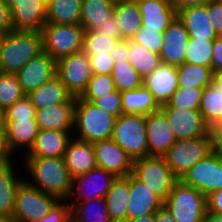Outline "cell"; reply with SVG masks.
<instances>
[{
  "instance_id": "13",
  "label": "cell",
  "mask_w": 222,
  "mask_h": 222,
  "mask_svg": "<svg viewBox=\"0 0 222 222\" xmlns=\"http://www.w3.org/2000/svg\"><path fill=\"white\" fill-rule=\"evenodd\" d=\"M16 75L22 91L28 95L57 75V60L43 51L24 64Z\"/></svg>"
},
{
  "instance_id": "37",
  "label": "cell",
  "mask_w": 222,
  "mask_h": 222,
  "mask_svg": "<svg viewBox=\"0 0 222 222\" xmlns=\"http://www.w3.org/2000/svg\"><path fill=\"white\" fill-rule=\"evenodd\" d=\"M177 75L178 87H206L213 77L210 67L186 62L177 66Z\"/></svg>"
},
{
  "instance_id": "58",
  "label": "cell",
  "mask_w": 222,
  "mask_h": 222,
  "mask_svg": "<svg viewBox=\"0 0 222 222\" xmlns=\"http://www.w3.org/2000/svg\"><path fill=\"white\" fill-rule=\"evenodd\" d=\"M155 222H177L163 206L155 213Z\"/></svg>"
},
{
  "instance_id": "5",
  "label": "cell",
  "mask_w": 222,
  "mask_h": 222,
  "mask_svg": "<svg viewBox=\"0 0 222 222\" xmlns=\"http://www.w3.org/2000/svg\"><path fill=\"white\" fill-rule=\"evenodd\" d=\"M212 152L213 138L210 131L198 138L177 140L163 157L175 176L181 180L190 168Z\"/></svg>"
},
{
  "instance_id": "26",
  "label": "cell",
  "mask_w": 222,
  "mask_h": 222,
  "mask_svg": "<svg viewBox=\"0 0 222 222\" xmlns=\"http://www.w3.org/2000/svg\"><path fill=\"white\" fill-rule=\"evenodd\" d=\"M177 16L190 37L207 40H215L218 37L208 16L207 4L181 9L177 11Z\"/></svg>"
},
{
  "instance_id": "16",
  "label": "cell",
  "mask_w": 222,
  "mask_h": 222,
  "mask_svg": "<svg viewBox=\"0 0 222 222\" xmlns=\"http://www.w3.org/2000/svg\"><path fill=\"white\" fill-rule=\"evenodd\" d=\"M173 129L177 140L198 138L208 134L211 130L204 122L199 110L160 108Z\"/></svg>"
},
{
  "instance_id": "44",
  "label": "cell",
  "mask_w": 222,
  "mask_h": 222,
  "mask_svg": "<svg viewBox=\"0 0 222 222\" xmlns=\"http://www.w3.org/2000/svg\"><path fill=\"white\" fill-rule=\"evenodd\" d=\"M131 40L159 54L162 48L163 32L142 26Z\"/></svg>"
},
{
  "instance_id": "22",
  "label": "cell",
  "mask_w": 222,
  "mask_h": 222,
  "mask_svg": "<svg viewBox=\"0 0 222 222\" xmlns=\"http://www.w3.org/2000/svg\"><path fill=\"white\" fill-rule=\"evenodd\" d=\"M72 137L67 131L39 129L33 146L24 157L63 158Z\"/></svg>"
},
{
  "instance_id": "50",
  "label": "cell",
  "mask_w": 222,
  "mask_h": 222,
  "mask_svg": "<svg viewBox=\"0 0 222 222\" xmlns=\"http://www.w3.org/2000/svg\"><path fill=\"white\" fill-rule=\"evenodd\" d=\"M93 31L97 34L112 35V37L121 40V33L118 25L116 24L115 14H112V16L107 18V21L104 23L99 24L96 28L93 29Z\"/></svg>"
},
{
  "instance_id": "59",
  "label": "cell",
  "mask_w": 222,
  "mask_h": 222,
  "mask_svg": "<svg viewBox=\"0 0 222 222\" xmlns=\"http://www.w3.org/2000/svg\"><path fill=\"white\" fill-rule=\"evenodd\" d=\"M211 84L222 92V71L213 74Z\"/></svg>"
},
{
  "instance_id": "1",
  "label": "cell",
  "mask_w": 222,
  "mask_h": 222,
  "mask_svg": "<svg viewBox=\"0 0 222 222\" xmlns=\"http://www.w3.org/2000/svg\"><path fill=\"white\" fill-rule=\"evenodd\" d=\"M22 160L23 167L27 169L24 179L27 183L60 201L67 200L73 178L63 158L23 157ZM29 173L31 180L26 179Z\"/></svg>"
},
{
  "instance_id": "51",
  "label": "cell",
  "mask_w": 222,
  "mask_h": 222,
  "mask_svg": "<svg viewBox=\"0 0 222 222\" xmlns=\"http://www.w3.org/2000/svg\"><path fill=\"white\" fill-rule=\"evenodd\" d=\"M212 73L222 71V35L213 41L212 61L210 66Z\"/></svg>"
},
{
  "instance_id": "36",
  "label": "cell",
  "mask_w": 222,
  "mask_h": 222,
  "mask_svg": "<svg viewBox=\"0 0 222 222\" xmlns=\"http://www.w3.org/2000/svg\"><path fill=\"white\" fill-rule=\"evenodd\" d=\"M199 111L210 130L215 128L222 120V92L212 84L206 86L203 90Z\"/></svg>"
},
{
  "instance_id": "35",
  "label": "cell",
  "mask_w": 222,
  "mask_h": 222,
  "mask_svg": "<svg viewBox=\"0 0 222 222\" xmlns=\"http://www.w3.org/2000/svg\"><path fill=\"white\" fill-rule=\"evenodd\" d=\"M128 61L143 79L162 64L158 53L132 40H129Z\"/></svg>"
},
{
  "instance_id": "11",
  "label": "cell",
  "mask_w": 222,
  "mask_h": 222,
  "mask_svg": "<svg viewBox=\"0 0 222 222\" xmlns=\"http://www.w3.org/2000/svg\"><path fill=\"white\" fill-rule=\"evenodd\" d=\"M116 178L113 173L99 167L83 175L73 177L71 190L66 201H86L95 198H105L107 191L111 188Z\"/></svg>"
},
{
  "instance_id": "4",
  "label": "cell",
  "mask_w": 222,
  "mask_h": 222,
  "mask_svg": "<svg viewBox=\"0 0 222 222\" xmlns=\"http://www.w3.org/2000/svg\"><path fill=\"white\" fill-rule=\"evenodd\" d=\"M163 206L177 222H203L207 212V197L178 180Z\"/></svg>"
},
{
  "instance_id": "43",
  "label": "cell",
  "mask_w": 222,
  "mask_h": 222,
  "mask_svg": "<svg viewBox=\"0 0 222 222\" xmlns=\"http://www.w3.org/2000/svg\"><path fill=\"white\" fill-rule=\"evenodd\" d=\"M116 90L113 78L107 74H92L81 99L93 102L96 98Z\"/></svg>"
},
{
  "instance_id": "69",
  "label": "cell",
  "mask_w": 222,
  "mask_h": 222,
  "mask_svg": "<svg viewBox=\"0 0 222 222\" xmlns=\"http://www.w3.org/2000/svg\"><path fill=\"white\" fill-rule=\"evenodd\" d=\"M42 1H44L47 4L50 0H42Z\"/></svg>"
},
{
  "instance_id": "9",
  "label": "cell",
  "mask_w": 222,
  "mask_h": 222,
  "mask_svg": "<svg viewBox=\"0 0 222 222\" xmlns=\"http://www.w3.org/2000/svg\"><path fill=\"white\" fill-rule=\"evenodd\" d=\"M59 201L24 180L16 192L13 218L16 222H33L45 217Z\"/></svg>"
},
{
  "instance_id": "38",
  "label": "cell",
  "mask_w": 222,
  "mask_h": 222,
  "mask_svg": "<svg viewBox=\"0 0 222 222\" xmlns=\"http://www.w3.org/2000/svg\"><path fill=\"white\" fill-rule=\"evenodd\" d=\"M115 88L120 91H128L141 87L143 85V78L127 62H115L111 73Z\"/></svg>"
},
{
  "instance_id": "12",
  "label": "cell",
  "mask_w": 222,
  "mask_h": 222,
  "mask_svg": "<svg viewBox=\"0 0 222 222\" xmlns=\"http://www.w3.org/2000/svg\"><path fill=\"white\" fill-rule=\"evenodd\" d=\"M148 156L163 157L177 139L164 112L159 109L146 115Z\"/></svg>"
},
{
  "instance_id": "3",
  "label": "cell",
  "mask_w": 222,
  "mask_h": 222,
  "mask_svg": "<svg viewBox=\"0 0 222 222\" xmlns=\"http://www.w3.org/2000/svg\"><path fill=\"white\" fill-rule=\"evenodd\" d=\"M116 117L89 101L76 98L74 109V138L94 143L112 138ZM77 133L76 135H74ZM76 136V137H75Z\"/></svg>"
},
{
  "instance_id": "21",
  "label": "cell",
  "mask_w": 222,
  "mask_h": 222,
  "mask_svg": "<svg viewBox=\"0 0 222 222\" xmlns=\"http://www.w3.org/2000/svg\"><path fill=\"white\" fill-rule=\"evenodd\" d=\"M177 67L161 64L143 79V85L153 95L159 107L166 105L178 88Z\"/></svg>"
},
{
  "instance_id": "29",
  "label": "cell",
  "mask_w": 222,
  "mask_h": 222,
  "mask_svg": "<svg viewBox=\"0 0 222 222\" xmlns=\"http://www.w3.org/2000/svg\"><path fill=\"white\" fill-rule=\"evenodd\" d=\"M121 40H131L142 27V17L135 0H118L114 10Z\"/></svg>"
},
{
  "instance_id": "8",
  "label": "cell",
  "mask_w": 222,
  "mask_h": 222,
  "mask_svg": "<svg viewBox=\"0 0 222 222\" xmlns=\"http://www.w3.org/2000/svg\"><path fill=\"white\" fill-rule=\"evenodd\" d=\"M132 174L164 202L179 180L164 157L148 156L133 161Z\"/></svg>"
},
{
  "instance_id": "7",
  "label": "cell",
  "mask_w": 222,
  "mask_h": 222,
  "mask_svg": "<svg viewBox=\"0 0 222 222\" xmlns=\"http://www.w3.org/2000/svg\"><path fill=\"white\" fill-rule=\"evenodd\" d=\"M112 139L134 160L148 157L146 116L122 114L116 118Z\"/></svg>"
},
{
  "instance_id": "30",
  "label": "cell",
  "mask_w": 222,
  "mask_h": 222,
  "mask_svg": "<svg viewBox=\"0 0 222 222\" xmlns=\"http://www.w3.org/2000/svg\"><path fill=\"white\" fill-rule=\"evenodd\" d=\"M27 96L31 99L36 110L65 103L72 97L57 75L42 84L38 89L31 91Z\"/></svg>"
},
{
  "instance_id": "32",
  "label": "cell",
  "mask_w": 222,
  "mask_h": 222,
  "mask_svg": "<svg viewBox=\"0 0 222 222\" xmlns=\"http://www.w3.org/2000/svg\"><path fill=\"white\" fill-rule=\"evenodd\" d=\"M122 113L147 115L160 109L153 95L142 85L133 90L121 92Z\"/></svg>"
},
{
  "instance_id": "46",
  "label": "cell",
  "mask_w": 222,
  "mask_h": 222,
  "mask_svg": "<svg viewBox=\"0 0 222 222\" xmlns=\"http://www.w3.org/2000/svg\"><path fill=\"white\" fill-rule=\"evenodd\" d=\"M97 107L102 108L108 113L114 115L118 118L122 115V102H121V92L117 89L96 98L93 102Z\"/></svg>"
},
{
  "instance_id": "15",
  "label": "cell",
  "mask_w": 222,
  "mask_h": 222,
  "mask_svg": "<svg viewBox=\"0 0 222 222\" xmlns=\"http://www.w3.org/2000/svg\"><path fill=\"white\" fill-rule=\"evenodd\" d=\"M97 167L126 177L133 171V159L111 138L93 143Z\"/></svg>"
},
{
  "instance_id": "52",
  "label": "cell",
  "mask_w": 222,
  "mask_h": 222,
  "mask_svg": "<svg viewBox=\"0 0 222 222\" xmlns=\"http://www.w3.org/2000/svg\"><path fill=\"white\" fill-rule=\"evenodd\" d=\"M11 12L7 0H0V32L12 31Z\"/></svg>"
},
{
  "instance_id": "54",
  "label": "cell",
  "mask_w": 222,
  "mask_h": 222,
  "mask_svg": "<svg viewBox=\"0 0 222 222\" xmlns=\"http://www.w3.org/2000/svg\"><path fill=\"white\" fill-rule=\"evenodd\" d=\"M128 51H129V40L123 39L116 44L110 55L115 62H127Z\"/></svg>"
},
{
  "instance_id": "65",
  "label": "cell",
  "mask_w": 222,
  "mask_h": 222,
  "mask_svg": "<svg viewBox=\"0 0 222 222\" xmlns=\"http://www.w3.org/2000/svg\"><path fill=\"white\" fill-rule=\"evenodd\" d=\"M5 35H6L5 33L0 32V48H1V46H2V43H3V40H4Z\"/></svg>"
},
{
  "instance_id": "2",
  "label": "cell",
  "mask_w": 222,
  "mask_h": 222,
  "mask_svg": "<svg viewBox=\"0 0 222 222\" xmlns=\"http://www.w3.org/2000/svg\"><path fill=\"white\" fill-rule=\"evenodd\" d=\"M42 52L41 32L9 31L0 48V73L16 74L24 64Z\"/></svg>"
},
{
  "instance_id": "61",
  "label": "cell",
  "mask_w": 222,
  "mask_h": 222,
  "mask_svg": "<svg viewBox=\"0 0 222 222\" xmlns=\"http://www.w3.org/2000/svg\"><path fill=\"white\" fill-rule=\"evenodd\" d=\"M203 222H222V215L207 211Z\"/></svg>"
},
{
  "instance_id": "14",
  "label": "cell",
  "mask_w": 222,
  "mask_h": 222,
  "mask_svg": "<svg viewBox=\"0 0 222 222\" xmlns=\"http://www.w3.org/2000/svg\"><path fill=\"white\" fill-rule=\"evenodd\" d=\"M14 30L38 31L46 24V6L42 0H7Z\"/></svg>"
},
{
  "instance_id": "18",
  "label": "cell",
  "mask_w": 222,
  "mask_h": 222,
  "mask_svg": "<svg viewBox=\"0 0 222 222\" xmlns=\"http://www.w3.org/2000/svg\"><path fill=\"white\" fill-rule=\"evenodd\" d=\"M189 38L183 22L176 16L163 32L162 48L159 53L161 62L176 67L185 63Z\"/></svg>"
},
{
  "instance_id": "20",
  "label": "cell",
  "mask_w": 222,
  "mask_h": 222,
  "mask_svg": "<svg viewBox=\"0 0 222 222\" xmlns=\"http://www.w3.org/2000/svg\"><path fill=\"white\" fill-rule=\"evenodd\" d=\"M163 201L155 192L130 174V198L127 205V219L154 214L163 207Z\"/></svg>"
},
{
  "instance_id": "27",
  "label": "cell",
  "mask_w": 222,
  "mask_h": 222,
  "mask_svg": "<svg viewBox=\"0 0 222 222\" xmlns=\"http://www.w3.org/2000/svg\"><path fill=\"white\" fill-rule=\"evenodd\" d=\"M130 198V175L117 177L105 195L107 212L113 222L127 220V205Z\"/></svg>"
},
{
  "instance_id": "57",
  "label": "cell",
  "mask_w": 222,
  "mask_h": 222,
  "mask_svg": "<svg viewBox=\"0 0 222 222\" xmlns=\"http://www.w3.org/2000/svg\"><path fill=\"white\" fill-rule=\"evenodd\" d=\"M211 0H174V7L176 11H180L181 9L196 6V5H204L210 2Z\"/></svg>"
},
{
  "instance_id": "31",
  "label": "cell",
  "mask_w": 222,
  "mask_h": 222,
  "mask_svg": "<svg viewBox=\"0 0 222 222\" xmlns=\"http://www.w3.org/2000/svg\"><path fill=\"white\" fill-rule=\"evenodd\" d=\"M116 0H82L80 25L93 30L114 14Z\"/></svg>"
},
{
  "instance_id": "19",
  "label": "cell",
  "mask_w": 222,
  "mask_h": 222,
  "mask_svg": "<svg viewBox=\"0 0 222 222\" xmlns=\"http://www.w3.org/2000/svg\"><path fill=\"white\" fill-rule=\"evenodd\" d=\"M75 104L76 98L71 97L65 103L37 109L35 118L39 129L73 133Z\"/></svg>"
},
{
  "instance_id": "24",
  "label": "cell",
  "mask_w": 222,
  "mask_h": 222,
  "mask_svg": "<svg viewBox=\"0 0 222 222\" xmlns=\"http://www.w3.org/2000/svg\"><path fill=\"white\" fill-rule=\"evenodd\" d=\"M142 17V26L164 32L177 16L174 5L161 0H135Z\"/></svg>"
},
{
  "instance_id": "60",
  "label": "cell",
  "mask_w": 222,
  "mask_h": 222,
  "mask_svg": "<svg viewBox=\"0 0 222 222\" xmlns=\"http://www.w3.org/2000/svg\"><path fill=\"white\" fill-rule=\"evenodd\" d=\"M125 222H155V213L144 215L142 217L127 219Z\"/></svg>"
},
{
  "instance_id": "33",
  "label": "cell",
  "mask_w": 222,
  "mask_h": 222,
  "mask_svg": "<svg viewBox=\"0 0 222 222\" xmlns=\"http://www.w3.org/2000/svg\"><path fill=\"white\" fill-rule=\"evenodd\" d=\"M75 222H113L107 212L105 198L86 201H67Z\"/></svg>"
},
{
  "instance_id": "40",
  "label": "cell",
  "mask_w": 222,
  "mask_h": 222,
  "mask_svg": "<svg viewBox=\"0 0 222 222\" xmlns=\"http://www.w3.org/2000/svg\"><path fill=\"white\" fill-rule=\"evenodd\" d=\"M213 41L190 37L186 48L185 62L210 67Z\"/></svg>"
},
{
  "instance_id": "47",
  "label": "cell",
  "mask_w": 222,
  "mask_h": 222,
  "mask_svg": "<svg viewBox=\"0 0 222 222\" xmlns=\"http://www.w3.org/2000/svg\"><path fill=\"white\" fill-rule=\"evenodd\" d=\"M90 60L92 74L111 75L115 61L110 54L87 55Z\"/></svg>"
},
{
  "instance_id": "23",
  "label": "cell",
  "mask_w": 222,
  "mask_h": 222,
  "mask_svg": "<svg viewBox=\"0 0 222 222\" xmlns=\"http://www.w3.org/2000/svg\"><path fill=\"white\" fill-rule=\"evenodd\" d=\"M4 128L7 146L13 155L19 148L25 151L23 154L27 153L39 132L36 119H4Z\"/></svg>"
},
{
  "instance_id": "64",
  "label": "cell",
  "mask_w": 222,
  "mask_h": 222,
  "mask_svg": "<svg viewBox=\"0 0 222 222\" xmlns=\"http://www.w3.org/2000/svg\"><path fill=\"white\" fill-rule=\"evenodd\" d=\"M219 190H222V159H220V185Z\"/></svg>"
},
{
  "instance_id": "25",
  "label": "cell",
  "mask_w": 222,
  "mask_h": 222,
  "mask_svg": "<svg viewBox=\"0 0 222 222\" xmlns=\"http://www.w3.org/2000/svg\"><path fill=\"white\" fill-rule=\"evenodd\" d=\"M63 159L72 178L97 167L93 144L74 137L69 141Z\"/></svg>"
},
{
  "instance_id": "28",
  "label": "cell",
  "mask_w": 222,
  "mask_h": 222,
  "mask_svg": "<svg viewBox=\"0 0 222 222\" xmlns=\"http://www.w3.org/2000/svg\"><path fill=\"white\" fill-rule=\"evenodd\" d=\"M15 160V162L0 166V215L3 216L13 217L16 192L24 181L21 175H18L16 165H13L17 162V159Z\"/></svg>"
},
{
  "instance_id": "39",
  "label": "cell",
  "mask_w": 222,
  "mask_h": 222,
  "mask_svg": "<svg viewBox=\"0 0 222 222\" xmlns=\"http://www.w3.org/2000/svg\"><path fill=\"white\" fill-rule=\"evenodd\" d=\"M204 88L205 87H178L169 102L160 108L199 110Z\"/></svg>"
},
{
  "instance_id": "56",
  "label": "cell",
  "mask_w": 222,
  "mask_h": 222,
  "mask_svg": "<svg viewBox=\"0 0 222 222\" xmlns=\"http://www.w3.org/2000/svg\"><path fill=\"white\" fill-rule=\"evenodd\" d=\"M213 138V152L222 159V130H211Z\"/></svg>"
},
{
  "instance_id": "41",
  "label": "cell",
  "mask_w": 222,
  "mask_h": 222,
  "mask_svg": "<svg viewBox=\"0 0 222 222\" xmlns=\"http://www.w3.org/2000/svg\"><path fill=\"white\" fill-rule=\"evenodd\" d=\"M119 41L112 35L97 34L93 30H85L82 51L87 55L110 54Z\"/></svg>"
},
{
  "instance_id": "48",
  "label": "cell",
  "mask_w": 222,
  "mask_h": 222,
  "mask_svg": "<svg viewBox=\"0 0 222 222\" xmlns=\"http://www.w3.org/2000/svg\"><path fill=\"white\" fill-rule=\"evenodd\" d=\"M71 218V206L67 201H59L43 218L33 222H66Z\"/></svg>"
},
{
  "instance_id": "17",
  "label": "cell",
  "mask_w": 222,
  "mask_h": 222,
  "mask_svg": "<svg viewBox=\"0 0 222 222\" xmlns=\"http://www.w3.org/2000/svg\"><path fill=\"white\" fill-rule=\"evenodd\" d=\"M181 180L206 197L209 196L212 192L219 190L220 159L212 152L190 168Z\"/></svg>"
},
{
  "instance_id": "6",
  "label": "cell",
  "mask_w": 222,
  "mask_h": 222,
  "mask_svg": "<svg viewBox=\"0 0 222 222\" xmlns=\"http://www.w3.org/2000/svg\"><path fill=\"white\" fill-rule=\"evenodd\" d=\"M84 31L80 24L46 23L40 31L43 51L56 60L81 52Z\"/></svg>"
},
{
  "instance_id": "53",
  "label": "cell",
  "mask_w": 222,
  "mask_h": 222,
  "mask_svg": "<svg viewBox=\"0 0 222 222\" xmlns=\"http://www.w3.org/2000/svg\"><path fill=\"white\" fill-rule=\"evenodd\" d=\"M15 156L9 150L6 141L5 128H0V166L7 165L14 160Z\"/></svg>"
},
{
  "instance_id": "34",
  "label": "cell",
  "mask_w": 222,
  "mask_h": 222,
  "mask_svg": "<svg viewBox=\"0 0 222 222\" xmlns=\"http://www.w3.org/2000/svg\"><path fill=\"white\" fill-rule=\"evenodd\" d=\"M82 0H50L46 6V23L80 24Z\"/></svg>"
},
{
  "instance_id": "68",
  "label": "cell",
  "mask_w": 222,
  "mask_h": 222,
  "mask_svg": "<svg viewBox=\"0 0 222 222\" xmlns=\"http://www.w3.org/2000/svg\"><path fill=\"white\" fill-rule=\"evenodd\" d=\"M66 222H75L72 218H70L69 220H67Z\"/></svg>"
},
{
  "instance_id": "49",
  "label": "cell",
  "mask_w": 222,
  "mask_h": 222,
  "mask_svg": "<svg viewBox=\"0 0 222 222\" xmlns=\"http://www.w3.org/2000/svg\"><path fill=\"white\" fill-rule=\"evenodd\" d=\"M207 12L211 25L218 36L222 35V0H211L207 3Z\"/></svg>"
},
{
  "instance_id": "45",
  "label": "cell",
  "mask_w": 222,
  "mask_h": 222,
  "mask_svg": "<svg viewBox=\"0 0 222 222\" xmlns=\"http://www.w3.org/2000/svg\"><path fill=\"white\" fill-rule=\"evenodd\" d=\"M4 119H36V108L31 99L25 95L4 111Z\"/></svg>"
},
{
  "instance_id": "55",
  "label": "cell",
  "mask_w": 222,
  "mask_h": 222,
  "mask_svg": "<svg viewBox=\"0 0 222 222\" xmlns=\"http://www.w3.org/2000/svg\"><path fill=\"white\" fill-rule=\"evenodd\" d=\"M207 211L222 215V190H217L207 196Z\"/></svg>"
},
{
  "instance_id": "10",
  "label": "cell",
  "mask_w": 222,
  "mask_h": 222,
  "mask_svg": "<svg viewBox=\"0 0 222 222\" xmlns=\"http://www.w3.org/2000/svg\"><path fill=\"white\" fill-rule=\"evenodd\" d=\"M57 76L72 97H81L92 77L89 57L81 51L58 59Z\"/></svg>"
},
{
  "instance_id": "63",
  "label": "cell",
  "mask_w": 222,
  "mask_h": 222,
  "mask_svg": "<svg viewBox=\"0 0 222 222\" xmlns=\"http://www.w3.org/2000/svg\"><path fill=\"white\" fill-rule=\"evenodd\" d=\"M0 128H4V114L1 108H0Z\"/></svg>"
},
{
  "instance_id": "62",
  "label": "cell",
  "mask_w": 222,
  "mask_h": 222,
  "mask_svg": "<svg viewBox=\"0 0 222 222\" xmlns=\"http://www.w3.org/2000/svg\"><path fill=\"white\" fill-rule=\"evenodd\" d=\"M0 222H16L11 216L0 215Z\"/></svg>"
},
{
  "instance_id": "67",
  "label": "cell",
  "mask_w": 222,
  "mask_h": 222,
  "mask_svg": "<svg viewBox=\"0 0 222 222\" xmlns=\"http://www.w3.org/2000/svg\"><path fill=\"white\" fill-rule=\"evenodd\" d=\"M161 1L168 2V3L172 4V5L174 3V0H161Z\"/></svg>"
},
{
  "instance_id": "42",
  "label": "cell",
  "mask_w": 222,
  "mask_h": 222,
  "mask_svg": "<svg viewBox=\"0 0 222 222\" xmlns=\"http://www.w3.org/2000/svg\"><path fill=\"white\" fill-rule=\"evenodd\" d=\"M25 95L16 74L0 73V108L3 111Z\"/></svg>"
},
{
  "instance_id": "66",
  "label": "cell",
  "mask_w": 222,
  "mask_h": 222,
  "mask_svg": "<svg viewBox=\"0 0 222 222\" xmlns=\"http://www.w3.org/2000/svg\"><path fill=\"white\" fill-rule=\"evenodd\" d=\"M212 130H222V121Z\"/></svg>"
}]
</instances>
